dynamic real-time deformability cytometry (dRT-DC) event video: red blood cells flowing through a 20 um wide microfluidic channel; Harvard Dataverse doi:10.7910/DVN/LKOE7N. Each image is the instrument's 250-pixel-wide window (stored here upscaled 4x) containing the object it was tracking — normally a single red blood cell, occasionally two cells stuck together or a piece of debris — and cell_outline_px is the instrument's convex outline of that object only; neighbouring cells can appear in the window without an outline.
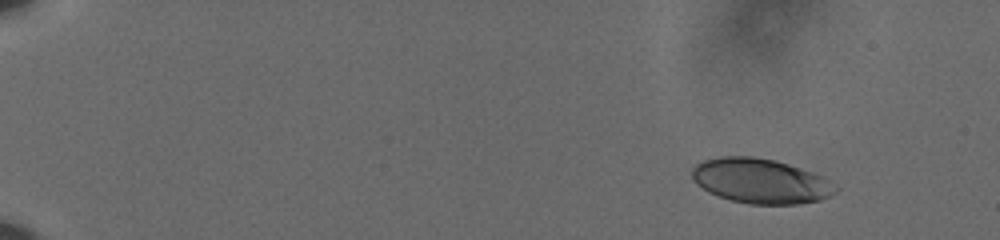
{"species": "human", "species_latin": "Homo sapiens", "temperature_condition": "cold", "stored_images_in_passage": 54, "camera_frame_rate_fps": 3000, "um_per_image_px": 0.085, "donor": {"sex": "male"}, "frame": {"image": 1, "passage_image": 1, "time_ms": 0.0, "image_size_px": [1000, 240], "cell_outline_px": [[840, 188], [836, 192], [820, 200], [800, 204], [748, 204], [732, 200], [708, 192], [696, 184], [692, 180], [692, 168], [696, 164], [704, 160], [720, 156], [752, 156], [776, 160], [824, 176], [836, 184]], "centroid_in_image_um": [64.67, 15.38], "position_along_channel_um": 20.3, "area_um2": 37.74}}
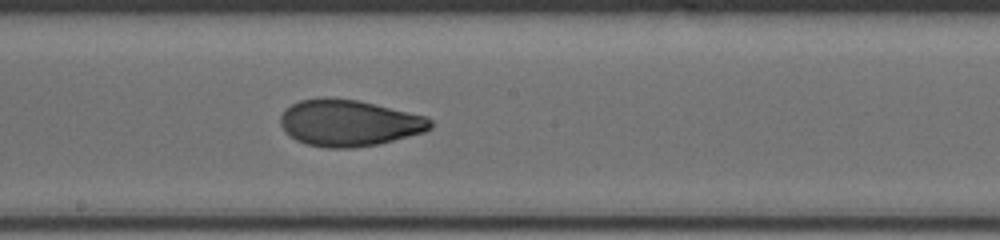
{"frame": {"image": 2, "passage_image": 30, "time_ms": 9.667, "image_size_px": [1000, 240], "cell_outline_px": [[432, 128], [424, 132], [376, 144], [352, 148], [328, 148], [304, 144], [296, 140], [284, 132], [280, 124], [280, 116], [292, 104], [300, 100], [356, 100], [424, 116], [432, 120]], "centroid_in_image_um": [29.65, 10.49], "position_along_channel_um": 218.6, "area_um2": 39.59}}
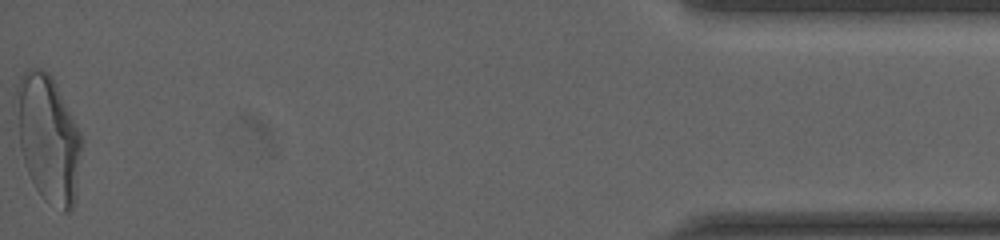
{"frame": {"image": 3, "passage_image": 54, "time_ms": 17.667, "image_size_px": [1000, 240], "cell_outline_px": [[84, 144], [76, 196], [72, 208], [68, 212], [64, 212], [44, 200], [36, 188], [24, 164], [20, 148], [12, 100], [16, 84], [20, 76], [28, 68], [40, 68], [48, 72], [52, 76], [80, 132]], "centroid_in_image_um": [4.07, 11.73], "position_along_channel_um": 431.1, "area_um2": 49.53}, "authors_computed_cell_mechanics": {"area_um2": 39.8531, "velocity_mm_per_s": 3.6121, "shape_relaxation_time_tau1_ms": 7.4465, "shape_relaxation_time_tau2_ms": 1.2352, "deformation_change_tau1": 0.2213, "deformation_change_tau2": 0.0627}}